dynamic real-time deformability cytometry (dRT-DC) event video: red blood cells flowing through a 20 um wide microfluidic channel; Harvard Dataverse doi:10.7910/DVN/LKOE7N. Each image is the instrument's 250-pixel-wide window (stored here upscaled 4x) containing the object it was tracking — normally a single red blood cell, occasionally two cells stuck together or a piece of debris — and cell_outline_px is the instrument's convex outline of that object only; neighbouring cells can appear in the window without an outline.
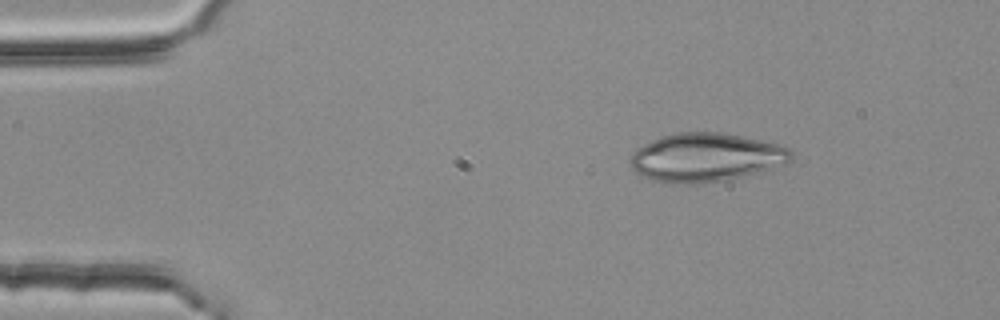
{"species": "common noctule bat (a hibernating species)", "species_latin": "Nyctalus noctula", "temperature_condition": "room temperature", "stored_images_in_passage": 2, "camera_frame_rate_fps": 3000, "um_per_image_px": 0.085, "animal": {"sex": "female", "body_mass_g": 25.1}, "frame": {"image": 1, "passage_image": 1, "time_ms": 0.0, "image_size_px": [1000, 320], "cell_outline_px": [[792, 160], [788, 164], [724, 180], [692, 184], [660, 184], [636, 172], [632, 168], [628, 160], [632, 152], [636, 148], [660, 136], [676, 132], [720, 132], [784, 144], [792, 152]], "centroid_in_image_um": [59.98, 13.38], "position_along_channel_um": 25.0, "area_um2": 46.07}}